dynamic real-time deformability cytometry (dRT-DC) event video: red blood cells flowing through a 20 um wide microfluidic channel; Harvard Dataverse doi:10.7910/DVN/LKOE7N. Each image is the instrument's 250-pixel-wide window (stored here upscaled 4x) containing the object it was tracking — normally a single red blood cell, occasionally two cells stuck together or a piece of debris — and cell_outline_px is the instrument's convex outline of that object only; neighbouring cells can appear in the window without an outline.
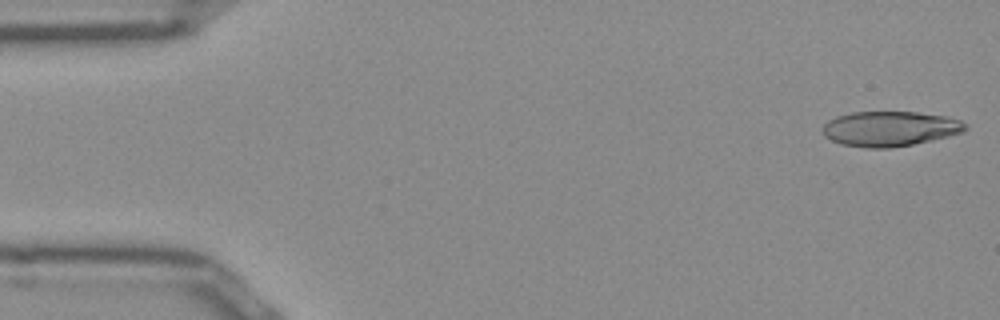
{"species": "Egyptian fruit bat (a non-hibernating species)", "species_latin": "Rousettus aegyptiacus", "temperature_condition": "room temperature", "stored_images_in_passage": 50, "camera_frame_rate_fps": 3000, "um_per_image_px": 0.085, "frame": {"image": 1, "passage_image": 1, "time_ms": 0.0, "image_size_px": [1000, 320], "cell_outline_px": [[968, 128], [964, 132], [932, 140], [912, 144], [888, 148], [868, 148], [840, 144], [824, 136], [824, 124], [828, 120], [836, 116], [852, 112], [916, 112], [944, 116], [960, 120]], "centroid_in_image_um": [75.63, 10.94], "position_along_channel_um": 9.4, "area_um2": 28.96}}
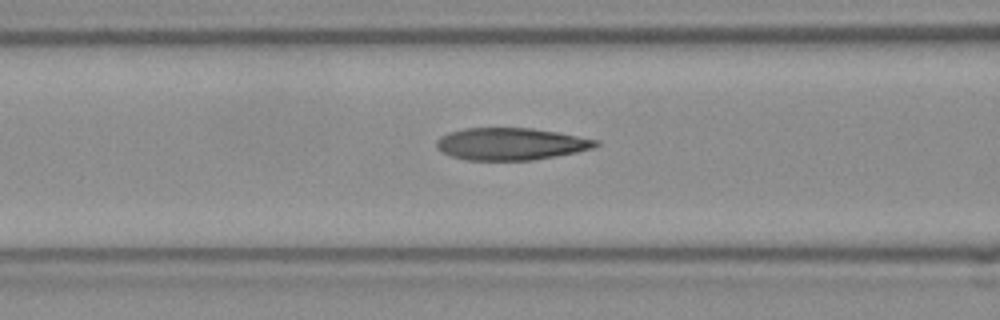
{"frame": {"image": 2, "passage_image": 19, "time_ms": 6.0, "image_size_px": [1000, 320], "cell_outline_px": [[600, 144], [592, 148], [576, 152], [556, 156], [532, 160], [468, 160], [452, 156], [436, 148], [436, 140], [440, 136], [448, 132], [464, 128], [532, 128], [556, 132], [600, 140]], "centroid_in_image_um": [43.41, 12.23], "position_along_channel_um": 123.2, "area_um2": 29.82}}
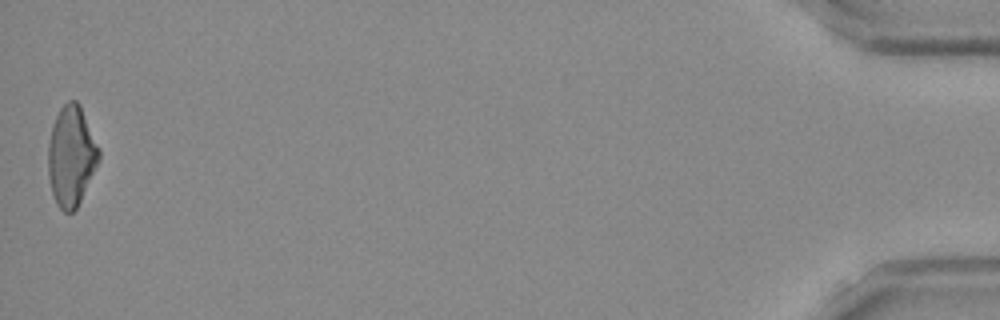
{"frame": {"image": 3, "passage_image": 50, "time_ms": 16.333, "image_size_px": [1000, 320], "cell_outline_px": [[100, 160], [76, 208], [72, 212], [64, 212], [56, 204], [52, 192], [48, 176], [48, 144], [52, 124], [60, 108], [68, 100], [76, 100], [80, 104], [100, 148]], "centroid_in_image_um": [6.06, 13.23], "position_along_channel_um": 429.1, "area_um2": 29.77}, "authors_computed_cell_mechanics": {"area_um2": 29.767, "velocity_mm_per_s": 3.9312, "shape_relaxation_time_tau1_ms": 10.4601, "shape_relaxation_time_tau2_ms": 1.6942, "deformation_change_tau1": 0.3041, "deformation_change_tau2": 0.0892}}